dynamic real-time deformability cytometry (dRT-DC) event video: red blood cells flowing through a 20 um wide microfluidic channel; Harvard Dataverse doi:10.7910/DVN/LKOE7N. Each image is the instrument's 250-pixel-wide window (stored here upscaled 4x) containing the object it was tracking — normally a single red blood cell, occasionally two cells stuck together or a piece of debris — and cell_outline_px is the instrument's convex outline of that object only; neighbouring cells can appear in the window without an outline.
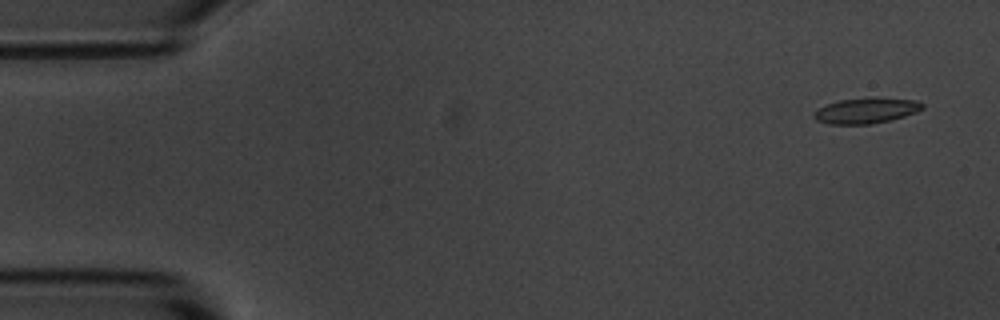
{"species": "common noctule bat (a hibernating species)", "species_latin": "Nyctalus noctula", "temperature_condition": "room temperature", "stored_images_in_passage": 55, "camera_frame_rate_fps": 3000, "um_per_image_px": 0.085, "animal": {"sex": "male", "body_mass_g": 20.1, "forearm_length_mm": 53.5}, "frame": {"image": 1, "passage_image": 3, "time_ms": 0.667, "image_size_px": [1000, 320], "cell_outline_px": [[924, 108], [916, 112], [904, 116], [872, 124], [828, 124], [816, 120], [812, 116], [812, 112], [828, 104], [840, 100], [916, 100], [924, 104]], "centroid_in_image_um": [73.56, 9.45], "position_along_channel_um": 11.4, "area_um2": 15.26}}
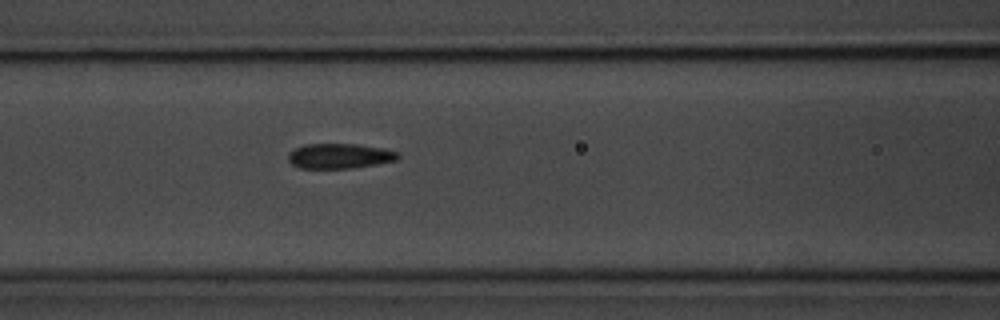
{"frame": {"image": 2, "passage_image": 23, "time_ms": 7.333, "image_size_px": [1000, 320], "cell_outline_px": [[400, 156], [396, 160], [376, 164], [352, 168], [300, 168], [292, 164], [288, 160], [288, 152], [304, 144], [356, 144], [384, 148], [400, 152]], "centroid_in_image_um": [28.87, 13.25], "position_along_channel_um": 137.7, "area_um2": 16.07}}
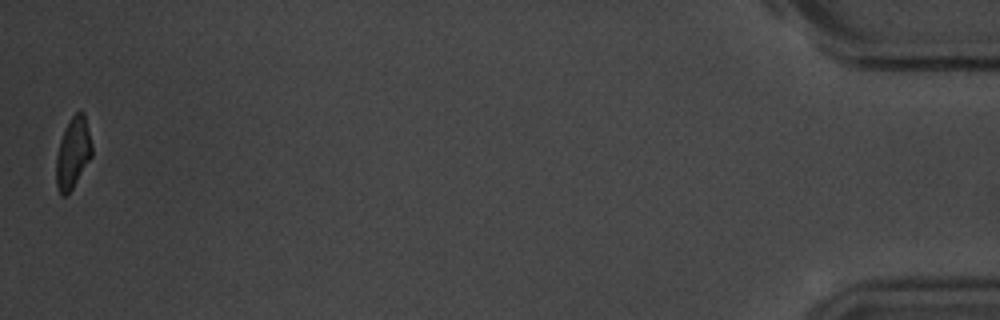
{"frame": {"image": 3, "passage_image": 55, "time_ms": 18.0, "image_size_px": [1000, 320], "cell_outline_px": [[92, 156], [72, 188], [64, 196], [60, 196], [56, 184], [56, 156], [60, 140], [64, 128], [72, 116], [76, 112], [84, 112], [92, 144]], "centroid_in_image_um": [6.19, 12.99], "position_along_channel_um": 429.0, "area_um2": 14.74}, "authors_computed_cell_mechanics": {"area_um2": 16.0684, "velocity_mm_per_s": 3.616, "shape_relaxation_time_tau1_ms": 2.8123, "shape_relaxation_time_tau2_ms": 1.6955, "deformation_change_tau1": 0.1435, "deformation_change_tau2": 0.1042}}